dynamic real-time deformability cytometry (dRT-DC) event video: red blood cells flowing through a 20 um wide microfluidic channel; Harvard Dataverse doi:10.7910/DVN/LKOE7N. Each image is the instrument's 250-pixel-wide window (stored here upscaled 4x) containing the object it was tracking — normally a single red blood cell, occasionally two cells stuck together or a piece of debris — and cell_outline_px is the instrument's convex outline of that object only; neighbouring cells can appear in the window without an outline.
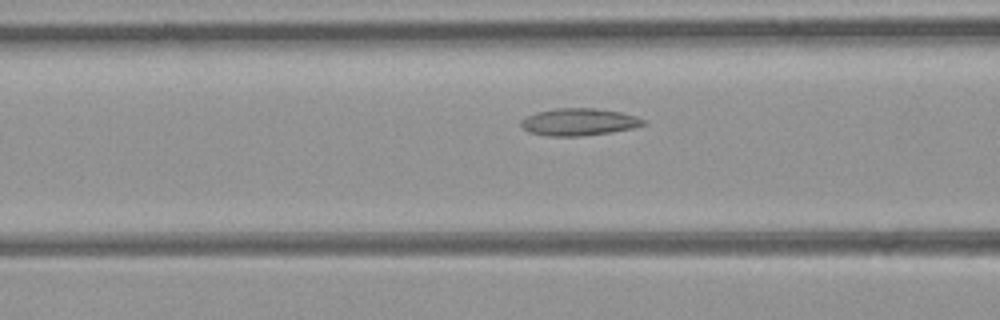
{"species": "common noctule bat (a hibernating species)", "species_latin": "Nyctalus noctula", "temperature_condition": "room temperature", "stored_images_in_passage": 36, "camera_frame_rate_fps": 3000, "um_per_image_px": 0.085, "animal": {"sex": "female", "body_mass_g": 21.9}, "frame": {"image": 1, "passage_image": 9, "time_ms": 2.667, "image_size_px": [1000, 320], "cell_outline_px": [[648, 124], [632, 128], [584, 136], [548, 136], [528, 132], [520, 124], [520, 120], [536, 112], [556, 108], [596, 108], [620, 112], [636, 116], [644, 120]], "centroid_in_image_um": [49.2, 10.36], "position_along_channel_um": 117.4, "area_um2": 19.36}}
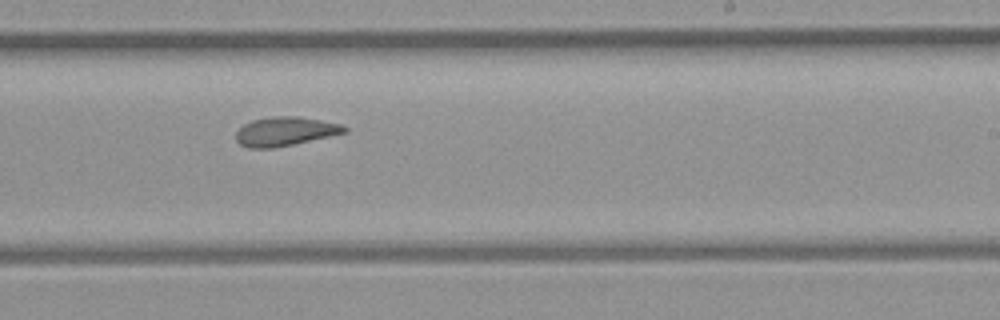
{"frame": {"image": 2, "passage_image": 19, "time_ms": 6.0, "image_size_px": [1000, 320], "cell_outline_px": [[348, 132], [292, 144], [272, 148], [248, 148], [240, 144], [236, 140], [236, 132], [244, 124], [252, 120], [272, 116], [296, 116], [320, 120], [340, 124], [348, 128]], "centroid_in_image_um": [24.22, 11.16], "position_along_channel_um": 264.8, "area_um2": 18.15}}
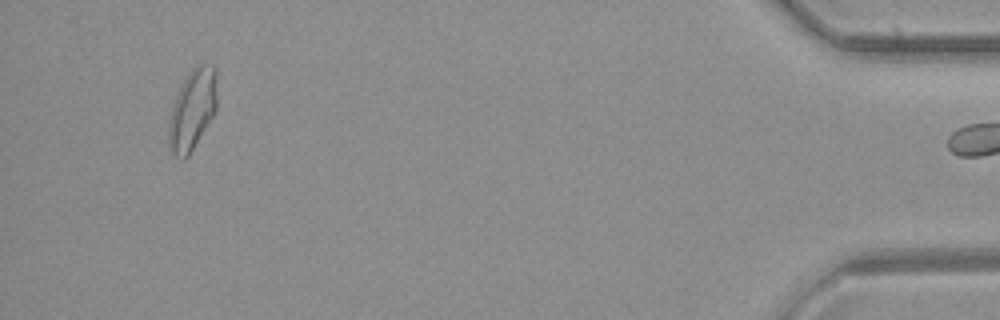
{"frame": {"image": 3, "passage_image": 35, "time_ms": 11.333, "image_size_px": [1000, 320], "cell_outline_px": [[216, 112], [188, 156], [184, 160], [180, 160], [168, 148], [168, 124], [172, 108], [176, 96], [188, 72], [196, 64], [216, 64]], "centroid_in_image_um": [16.36, 9.32], "position_along_channel_um": 418.8, "area_um2": 22.89}, "authors_computed_cell_mechanics": {"area_um2": 18.8717, "velocity_mm_per_s": 4.4284, "shape_relaxation_time_tau1_ms": null, "shape_relaxation_time_tau2_ms": 2.3365, "deformation_change_tau1": null, "deformation_change_tau2": 0.1}}